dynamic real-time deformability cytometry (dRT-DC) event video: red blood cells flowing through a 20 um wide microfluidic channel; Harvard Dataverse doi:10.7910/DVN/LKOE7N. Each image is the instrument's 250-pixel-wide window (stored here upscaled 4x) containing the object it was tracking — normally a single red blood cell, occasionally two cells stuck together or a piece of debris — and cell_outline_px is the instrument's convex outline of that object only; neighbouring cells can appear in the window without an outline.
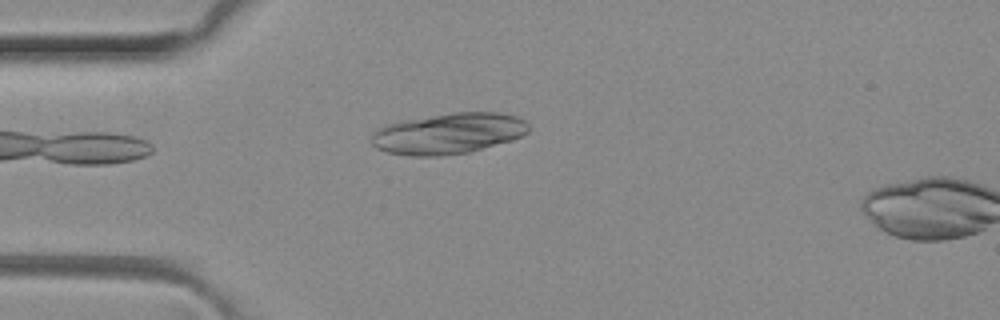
{"species": "common noctule bat (a hibernating species)", "species_latin": "Nyctalus noctula", "temperature_condition": "room temperature", "stored_images_in_passage": 3, "camera_frame_rate_fps": 3000, "um_per_image_px": 0.085, "animal": {"sex": "female", "body_mass_g": 29.2, "forearm_length_mm": 56.3}, "frame": {"image": 1, "passage_image": 1, "time_ms": 0.0, "image_size_px": [1000, 320], "cell_outline_px": [[528, 132], [512, 140], [468, 152], [440, 156], [408, 156], [388, 152], [376, 148], [372, 144], [372, 132], [388, 124], [400, 120], [452, 112], [500, 112], [516, 116], [524, 120], [528, 124]], "centroid_in_image_um": [38.1, 11.34], "position_along_channel_um": 46.9, "area_um2": 37.51}}